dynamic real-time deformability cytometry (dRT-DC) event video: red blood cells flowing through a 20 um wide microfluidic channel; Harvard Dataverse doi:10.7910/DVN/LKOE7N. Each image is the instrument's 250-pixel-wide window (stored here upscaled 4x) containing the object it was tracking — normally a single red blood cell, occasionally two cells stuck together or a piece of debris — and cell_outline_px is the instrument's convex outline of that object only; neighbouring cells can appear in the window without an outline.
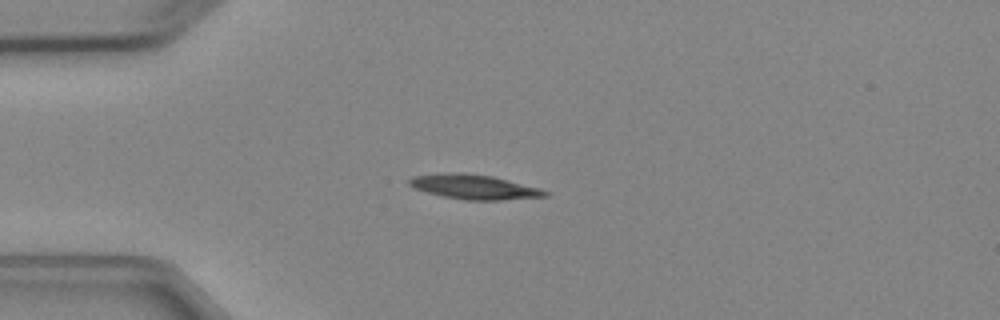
{"species": "Egyptian fruit bat (a non-hibernating species)", "species_latin": "Rousettus aegyptiacus", "temperature_condition": "cold", "stored_images_in_passage": 6, "camera_frame_rate_fps": 3000, "um_per_image_px": 0.085, "animal": {"sex": "female"}, "frame": {"image": 1, "passage_image": 3, "time_ms": 2.333, "image_size_px": [1000, 320], "cell_outline_px": [[548, 196], [504, 200], [464, 200], [444, 196], [428, 192], [416, 188], [408, 184], [408, 180], [412, 176], [448, 172], [464, 172], [492, 176], [540, 188], [548, 192]], "centroid_in_image_um": [40.3, 15.88], "position_along_channel_um": 44.7, "area_um2": 19.42}}